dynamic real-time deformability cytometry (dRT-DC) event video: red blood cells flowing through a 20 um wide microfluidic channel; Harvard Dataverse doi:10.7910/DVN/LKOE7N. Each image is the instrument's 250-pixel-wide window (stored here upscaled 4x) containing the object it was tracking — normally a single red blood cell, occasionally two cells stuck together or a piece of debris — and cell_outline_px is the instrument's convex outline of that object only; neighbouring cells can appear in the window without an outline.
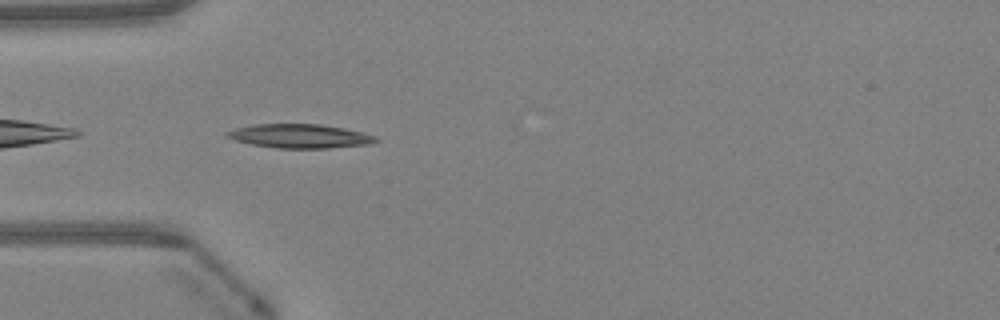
{"species": "Egyptian fruit bat (a non-hibernating species)", "species_latin": "Rousettus aegyptiacus", "temperature_condition": "warm", "stored_images_in_passage": 34, "camera_frame_rate_fps": 3000, "um_per_image_px": 0.085, "animal": {"sex": "female"}, "frame": {"image": 1, "passage_image": 1, "time_ms": 0.0, "image_size_px": [1000, 320], "cell_outline_px": [[380, 140], [368, 144], [328, 148], [276, 148], [252, 144], [236, 140], [224, 136], [224, 132], [236, 128], [256, 124], [320, 124], [344, 128], [376, 136]], "centroid_in_image_um": [25.46, 11.56], "position_along_channel_um": 59.5, "area_um2": 20.63}}
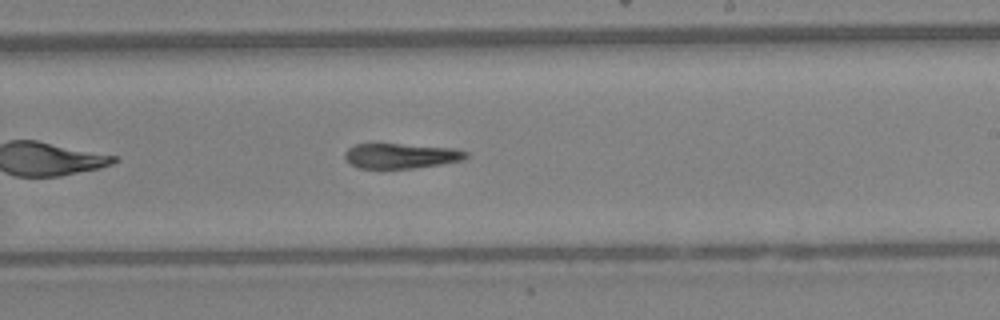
{"frame": {"image": 2, "passage_image": 15, "time_ms": 4.667, "image_size_px": [1000, 320], "cell_outline_px": [[468, 156], [464, 160], [440, 164], [412, 168], [360, 168], [344, 160], [344, 152], [348, 148], [356, 144], [400, 144], [456, 148], [468, 152]], "centroid_in_image_um": [34.09, 13.24], "position_along_channel_um": 254.9, "area_um2": 17.69}}
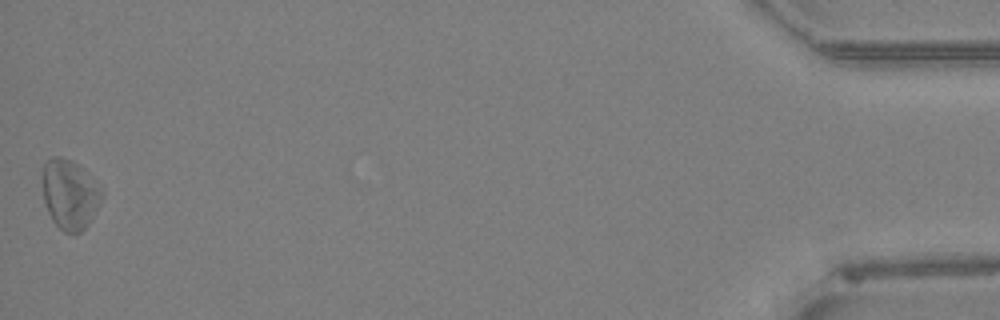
{"frame": {"image": 3, "passage_image": 34, "time_ms": 11.0, "image_size_px": [1000, 320], "cell_outline_px": [[104, 192], [100, 204], [84, 228], [80, 232], [64, 232], [52, 220], [48, 212], [44, 200], [44, 164], [52, 156], [60, 156], [72, 160], [92, 176], [104, 188]], "centroid_in_image_um": [5.97, 16.49], "position_along_channel_um": 429.2, "area_um2": 23.93}, "authors_computed_cell_mechanics": {"area_um2": 19.7676, "velocity_mm_per_s": 4.2644, "shape_relaxation_time_tau1_ms": 5.9096, "shape_relaxation_time_tau2_ms": null, "deformation_change_tau1": 0.1299, "deformation_change_tau2": null}}